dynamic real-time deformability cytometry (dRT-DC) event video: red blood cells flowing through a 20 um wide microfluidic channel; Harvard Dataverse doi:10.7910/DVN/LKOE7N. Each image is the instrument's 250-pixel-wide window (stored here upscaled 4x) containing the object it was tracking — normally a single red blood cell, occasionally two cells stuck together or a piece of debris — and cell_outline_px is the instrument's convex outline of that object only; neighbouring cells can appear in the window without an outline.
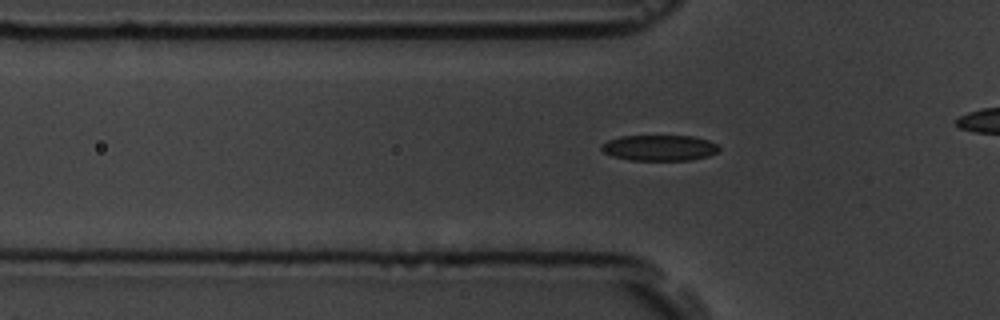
{"species": "common noctule bat (a hibernating species)", "species_latin": "Nyctalus noctula", "temperature_condition": "room temperature", "stored_images_in_passage": 46, "camera_frame_rate_fps": 3000, "um_per_image_px": 0.085, "animal": {"sex": "male", "body_mass_g": 19.5, "forearm_length_mm": 54.6}, "frame": {"image": 1, "passage_image": 18, "time_ms": 5.667, "image_size_px": [1000, 320], "cell_outline_px": [[720, 148], [716, 152], [708, 156], [688, 160], [628, 160], [612, 156], [604, 152], [600, 148], [608, 140], [620, 136], [692, 136], [708, 140], [716, 144]], "centroid_in_image_um": [56.04, 12.57], "position_along_channel_um": 69.8, "area_um2": 17.51}}
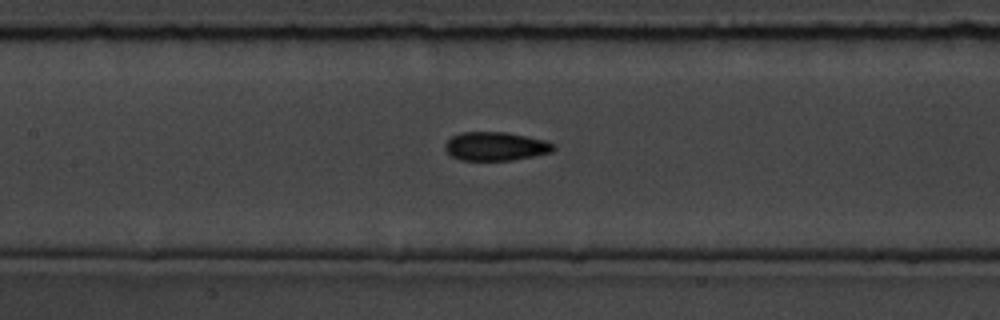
{"frame": {"image": 2, "passage_image": 26, "time_ms": 8.333, "image_size_px": [1000, 320], "cell_outline_px": [[556, 148], [552, 152], [512, 160], [460, 160], [452, 156], [444, 148], [444, 144], [452, 136], [460, 132], [504, 132], [548, 140], [556, 144]], "centroid_in_image_um": [42.16, 12.43], "position_along_channel_um": 165.2, "area_um2": 18.21}}
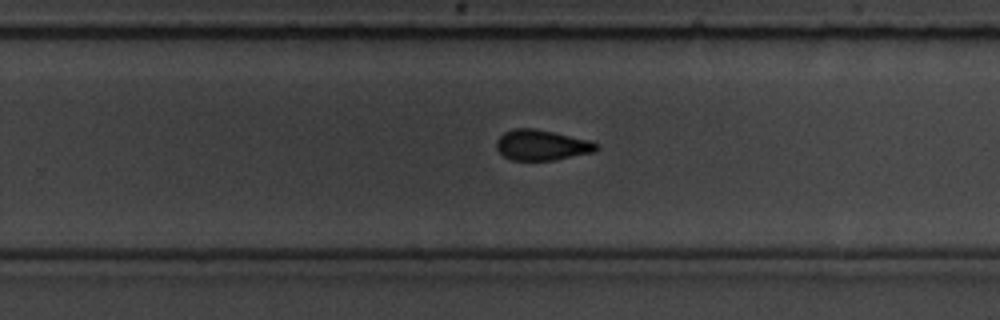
{"frame": {"image": 3, "passage_image": 36, "time_ms": 11.667, "image_size_px": [1000, 320], "cell_outline_px": [[600, 148], [596, 152], [552, 160], [512, 160], [504, 156], [496, 148], [496, 140], [504, 132], [516, 128], [532, 128], [592, 140], [600, 144]], "centroid_in_image_um": [46.1, 12.33], "position_along_channel_um": 283.7, "area_um2": 17.86}}